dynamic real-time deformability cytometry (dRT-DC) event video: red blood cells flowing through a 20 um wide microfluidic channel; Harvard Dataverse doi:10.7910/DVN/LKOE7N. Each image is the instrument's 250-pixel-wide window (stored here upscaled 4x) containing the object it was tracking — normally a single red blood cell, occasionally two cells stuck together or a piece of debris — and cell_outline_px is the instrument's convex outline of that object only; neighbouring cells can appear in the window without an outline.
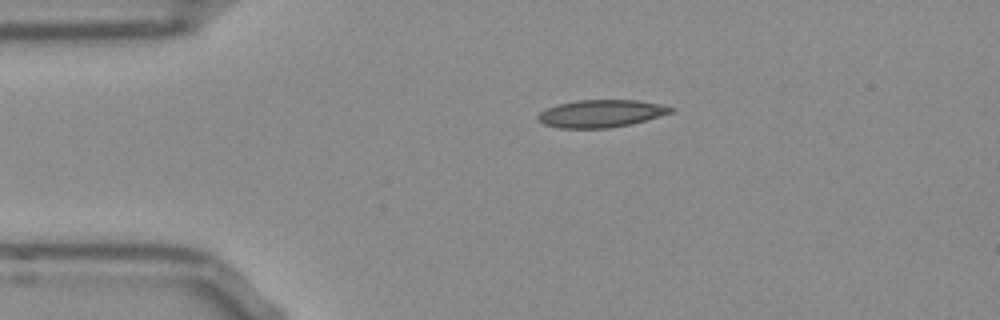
{"species": "Egyptian fruit bat (a non-hibernating species)", "species_latin": "Rousettus aegyptiacus", "temperature_condition": "room temperature", "stored_images_in_passage": 42, "camera_frame_rate_fps": 3000, "um_per_image_px": 0.085, "frame": {"image": 1, "passage_image": 1, "time_ms": 0.0, "image_size_px": [1000, 320], "cell_outline_px": [[672, 112], [660, 116], [632, 124], [608, 128], [560, 128], [544, 124], [536, 120], [536, 116], [540, 112], [548, 108], [560, 104], [580, 100], [636, 100], [660, 104], [672, 108]], "centroid_in_image_um": [51.06, 9.66], "position_along_channel_um": 33.9, "area_um2": 21.1}}
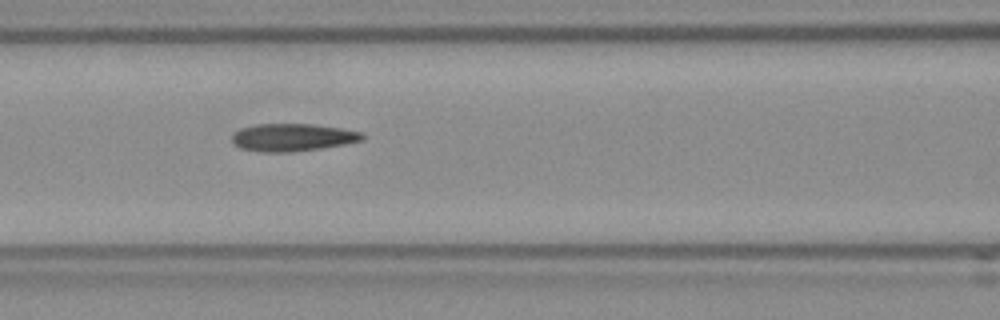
{"frame": {"image": 2, "passage_image": 12, "time_ms": 3.667, "image_size_px": [1000, 320], "cell_outline_px": [[364, 136], [360, 140], [344, 144], [320, 148], [284, 152], [264, 152], [240, 148], [232, 140], [232, 136], [240, 128], [256, 124], [312, 124], [340, 128], [360, 132]], "centroid_in_image_um": [24.83, 11.67], "position_along_channel_um": 141.8, "area_um2": 20.52}}
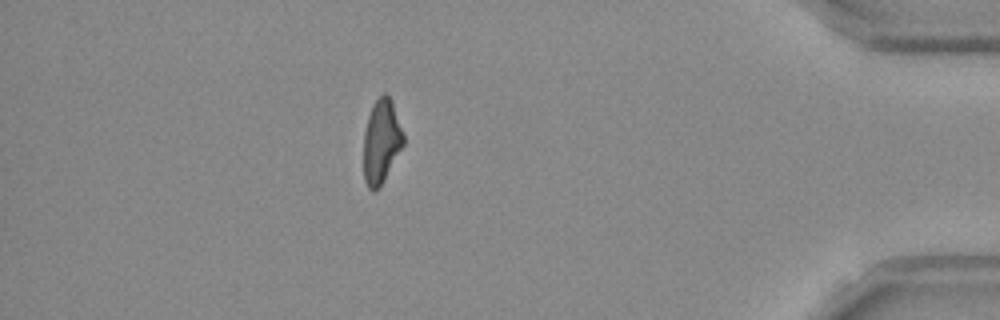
{"frame": {"image": 3, "passage_image": 36, "time_ms": 11.667, "image_size_px": [1000, 320], "cell_outline_px": [[404, 144], [380, 184], [372, 192], [368, 188], [364, 180], [364, 132], [368, 116], [372, 104], [384, 92], [392, 100], [404, 136]], "centroid_in_image_um": [32.4, 11.97], "position_along_channel_um": 402.8, "area_um2": 19.07}, "authors_computed_cell_mechanics": {"area_um2": 20.5768, "velocity_mm_per_s": 3.8772, "shape_relaxation_time_tau1_ms": null, "shape_relaxation_time_tau2_ms": 2.9173, "deformation_change_tau1": null, "deformation_change_tau2": 0.1183}}